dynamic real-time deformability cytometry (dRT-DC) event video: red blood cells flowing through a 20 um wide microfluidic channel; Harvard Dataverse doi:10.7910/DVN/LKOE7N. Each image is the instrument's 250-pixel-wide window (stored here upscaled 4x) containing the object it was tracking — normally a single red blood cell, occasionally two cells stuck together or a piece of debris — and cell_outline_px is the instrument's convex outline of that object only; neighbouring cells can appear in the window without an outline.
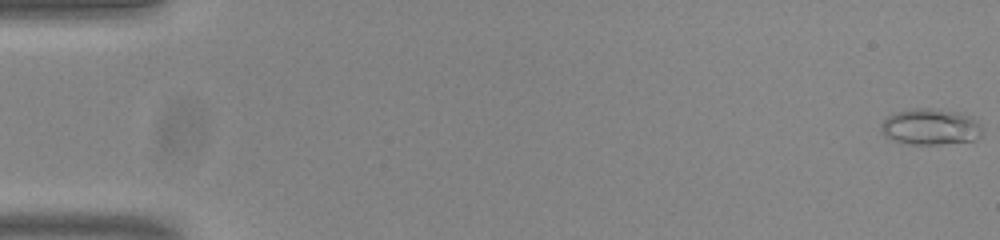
{"species": "common noctule bat (a hibernating species)", "species_latin": "Nyctalus noctula", "temperature_condition": "room temperature", "stored_images_in_passage": 54, "camera_frame_rate_fps": 3000, "um_per_image_px": 0.085, "animal": {"sex": "male", "body_mass_g": 20.0, "forearm_length_mm": 53.3}, "frame": {"image": 1, "passage_image": 1, "time_ms": 0.0, "image_size_px": [1000, 240], "cell_outline_px": [[984, 132], [976, 140], [940, 144], [912, 144], [896, 140], [884, 136], [880, 132], [880, 124], [888, 116], [896, 112], [912, 108], [936, 108], [960, 112], [972, 116], [984, 128]], "centroid_in_image_um": [79.13, 10.76], "position_along_channel_um": 5.9, "area_um2": 21.68}}
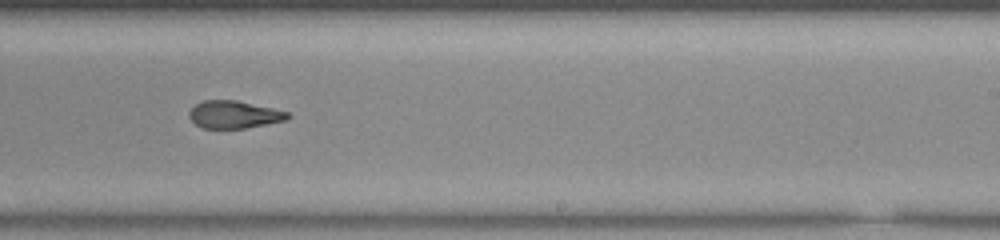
{"frame": {"image": 2, "passage_image": 34, "time_ms": 11.0, "image_size_px": [1000, 240], "cell_outline_px": [[292, 116], [288, 120], [244, 128], [200, 128], [188, 116], [188, 112], [196, 104], [204, 100], [236, 100], [272, 108], [288, 112]], "centroid_in_image_um": [19.9, 9.74], "position_along_channel_um": 269.1, "area_um2": 15.78}}
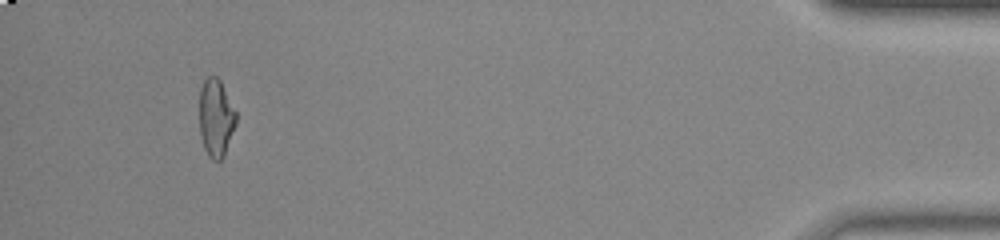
{"frame": {"image": 3, "passage_image": 51, "time_ms": 16.667, "image_size_px": [1000, 240], "cell_outline_px": [[236, 124], [224, 156], [220, 160], [212, 160], [208, 156], [204, 148], [200, 136], [200, 88], [204, 80], [208, 76], [216, 76], [220, 80], [236, 112]], "centroid_in_image_um": [18.35, 10.03], "position_along_channel_um": 416.9, "area_um2": 16.59}, "authors_computed_cell_mechanics": {"area_um2": 17.1666, "velocity_mm_per_s": 3.8512, "shape_relaxation_time_tau1_ms": null, "shape_relaxation_time_tau2_ms": 2.7642, "deformation_change_tau1": null, "deformation_change_tau2": 0.0957}}